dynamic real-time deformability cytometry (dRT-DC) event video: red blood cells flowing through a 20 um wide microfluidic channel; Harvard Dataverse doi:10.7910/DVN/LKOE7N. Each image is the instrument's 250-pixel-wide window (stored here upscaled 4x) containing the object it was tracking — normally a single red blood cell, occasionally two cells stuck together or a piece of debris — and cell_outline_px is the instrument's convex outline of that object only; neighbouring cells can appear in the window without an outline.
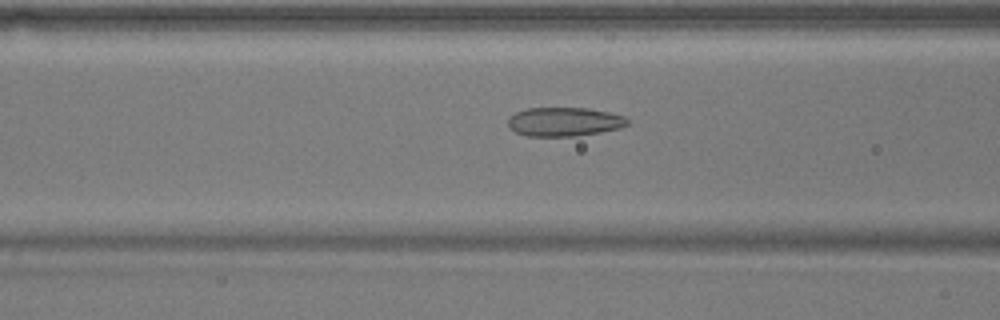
{"species": "common noctule bat (a hibernating species)", "species_latin": "Nyctalus noctula", "temperature_condition": "warm", "stored_images_in_passage": 45, "camera_frame_rate_fps": 3000, "um_per_image_px": 0.085, "animal": {"sex": "male", "body_mass_g": 17.9}, "frame": {"image": 1, "passage_image": 12, "time_ms": 3.667, "image_size_px": [1000, 320], "cell_outline_px": [[628, 124], [620, 128], [600, 132], [576, 136], [528, 136], [516, 132], [508, 124], [508, 120], [516, 112], [528, 108], [588, 108], [608, 112], [624, 116], [628, 120]], "centroid_in_image_um": [47.98, 10.35], "position_along_channel_um": 118.6, "area_um2": 19.94}}
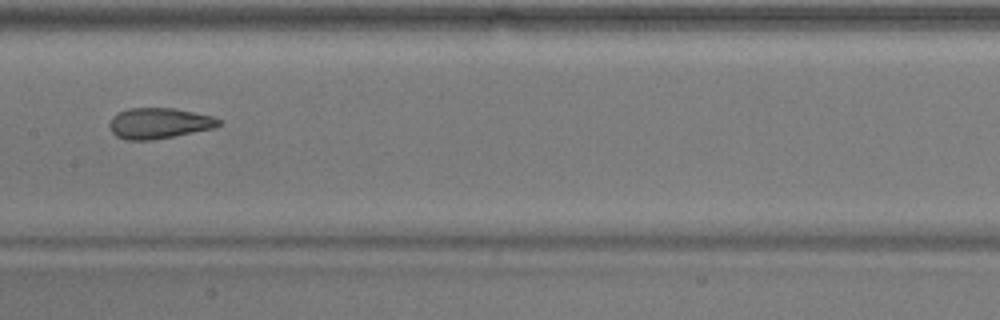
{"frame": {"image": 2, "passage_image": 18, "time_ms": 5.667, "image_size_px": [1000, 320], "cell_outline_px": [[224, 120], [220, 124], [212, 128], [152, 140], [124, 140], [116, 136], [112, 132], [108, 124], [112, 116], [128, 108], [172, 108], [212, 116]], "centroid_in_image_um": [13.48, 10.47], "position_along_channel_um": 193.9, "area_um2": 19.42}}
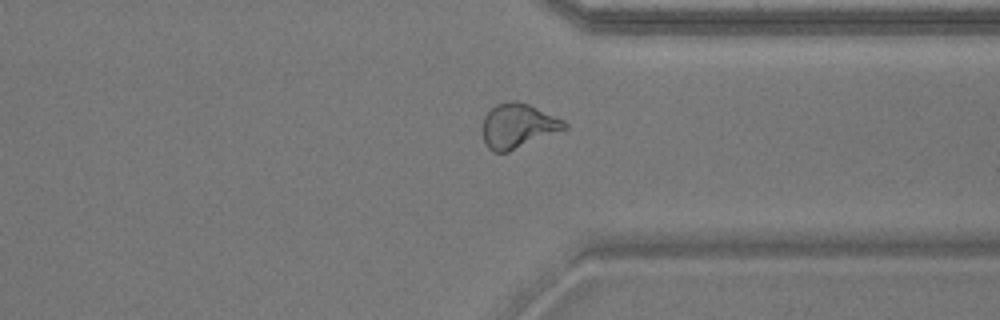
{"frame": {"image": 3, "passage_image": 32, "time_ms": 10.333, "image_size_px": [1000, 320], "cell_outline_px": [[568, 128], [508, 152], [492, 152], [488, 148], [484, 140], [484, 116], [496, 104], [512, 100], [516, 100], [528, 104], [564, 120], [568, 124]], "centroid_in_image_um": [44.04, 10.7], "position_along_channel_um": 367.4, "area_um2": 21.04}, "authors_computed_cell_mechanics": {"area_um2": 21.0392, "velocity_mm_per_s": 3.7555, "shape_relaxation_time_tau1_ms": null, "shape_relaxation_time_tau2_ms": 1.4728, "deformation_change_tau1": null, "deformation_change_tau2": 0.0739}}